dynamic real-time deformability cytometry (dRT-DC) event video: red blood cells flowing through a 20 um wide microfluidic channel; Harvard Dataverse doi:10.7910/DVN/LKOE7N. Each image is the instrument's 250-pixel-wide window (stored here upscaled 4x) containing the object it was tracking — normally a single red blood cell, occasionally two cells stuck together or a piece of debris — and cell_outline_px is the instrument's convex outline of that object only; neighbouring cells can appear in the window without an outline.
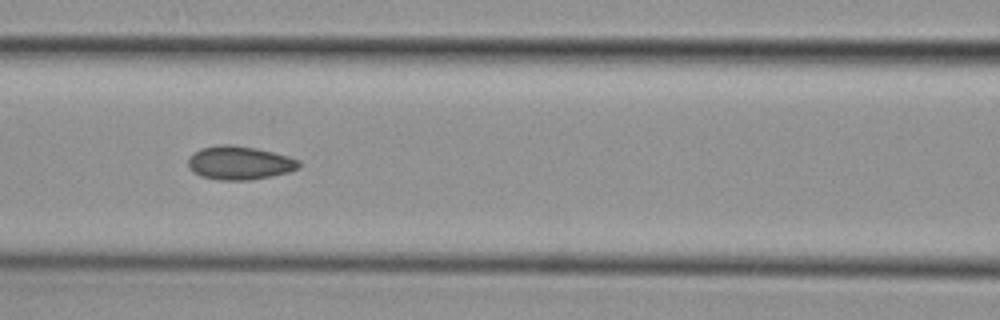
{"species": "common noctule bat (a hibernating species)", "species_latin": "Nyctalus noctula", "temperature_condition": "cold", "stored_images_in_passage": 10, "camera_frame_rate_fps": 3000, "um_per_image_px": 0.085, "animal": {"sex": "female", "body_mass_g": 29.2, "forearm_length_mm": 56.3}, "frame": {"image": 1, "passage_image": 5, "time_ms": 1.333, "image_size_px": [1000, 320], "cell_outline_px": [[300, 168], [288, 172], [272, 176], [248, 180], [220, 180], [200, 176], [192, 172], [188, 168], [188, 160], [200, 148], [220, 144], [232, 144], [256, 148], [288, 156], [300, 160]], "centroid_in_image_um": [20.36, 13.84], "position_along_channel_um": 146.2, "area_um2": 21.73}}
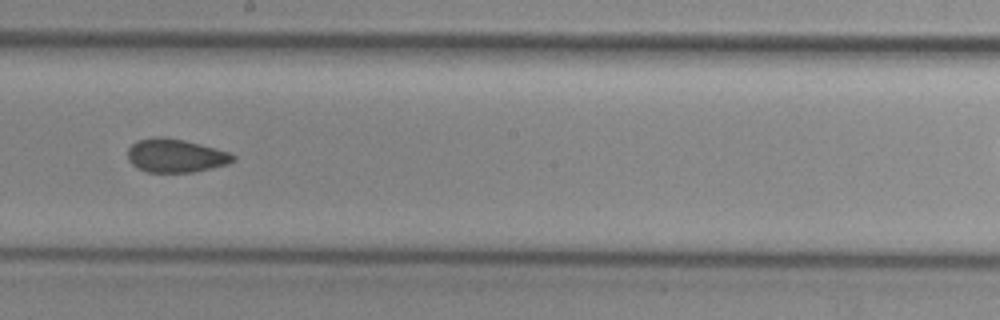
{"frame": {"image": 2, "passage_image": 7, "time_ms": 2.0, "image_size_px": [1000, 320], "cell_outline_px": [[236, 160], [228, 164], [192, 172], [148, 172], [132, 164], [128, 160], [128, 148], [136, 140], [156, 136], [160, 136], [184, 140], [232, 152], [236, 156]], "centroid_in_image_um": [14.95, 13.21], "position_along_channel_um": 233.2, "area_um2": 20.63}}
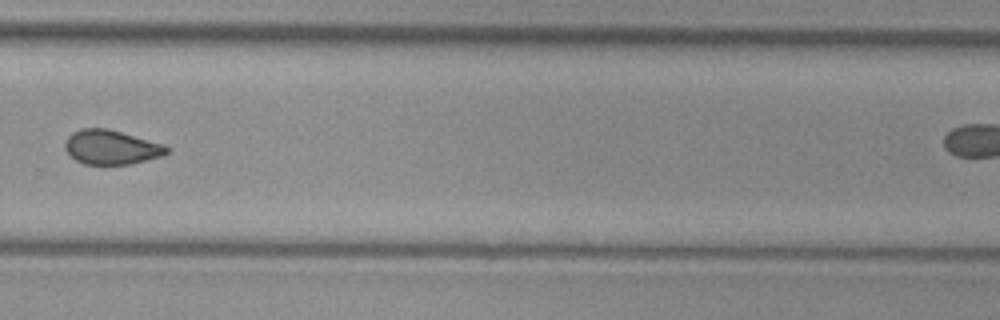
{"frame": {"image": 3, "passage_image": 9, "time_ms": 2.667, "image_size_px": [1000, 320], "cell_outline_px": [[172, 148], [164, 156], [128, 164], [84, 164], [76, 160], [64, 148], [64, 144], [68, 136], [72, 132], [80, 128], [108, 128], [160, 144]], "centroid_in_image_um": [9.44, 12.51], "position_along_channel_um": 320.4, "area_um2": 20.17}}